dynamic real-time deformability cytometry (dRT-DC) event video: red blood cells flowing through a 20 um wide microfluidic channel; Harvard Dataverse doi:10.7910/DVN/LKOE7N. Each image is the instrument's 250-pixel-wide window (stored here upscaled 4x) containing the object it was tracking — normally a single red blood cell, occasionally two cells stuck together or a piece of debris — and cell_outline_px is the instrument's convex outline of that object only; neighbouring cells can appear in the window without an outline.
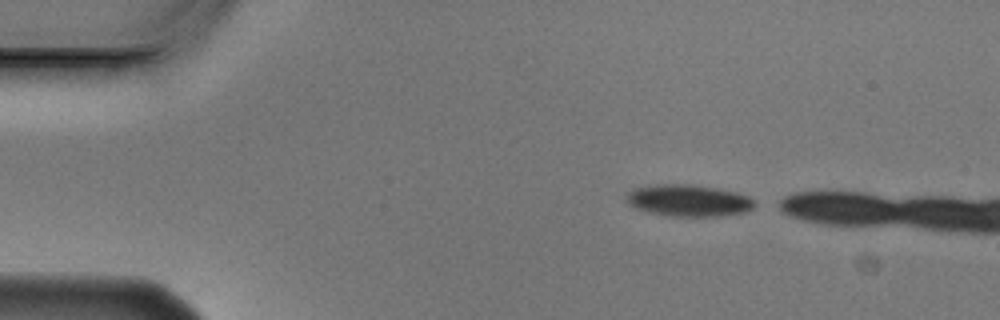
{"species": "Egyptian fruit bat (a non-hibernating species)", "species_latin": "Rousettus aegyptiacus", "temperature_condition": "cold", "stored_images_in_passage": 3, "camera_frame_rate_fps": 3000, "um_per_image_px": 0.085, "animal": {"sex": "male"}, "frame": {"image": 1, "passage_image": 1, "time_ms": 0.0, "image_size_px": [1000, 320], "cell_outline_px": [[760, 204], [744, 212], [720, 216], [668, 216], [648, 212], [636, 208], [628, 204], [624, 196], [632, 188], [656, 184], [692, 184], [716, 188], [736, 192], [748, 196], [756, 200]], "centroid_in_image_um": [58.52, 17.04], "position_along_channel_um": 26.5, "area_um2": 24.1}}